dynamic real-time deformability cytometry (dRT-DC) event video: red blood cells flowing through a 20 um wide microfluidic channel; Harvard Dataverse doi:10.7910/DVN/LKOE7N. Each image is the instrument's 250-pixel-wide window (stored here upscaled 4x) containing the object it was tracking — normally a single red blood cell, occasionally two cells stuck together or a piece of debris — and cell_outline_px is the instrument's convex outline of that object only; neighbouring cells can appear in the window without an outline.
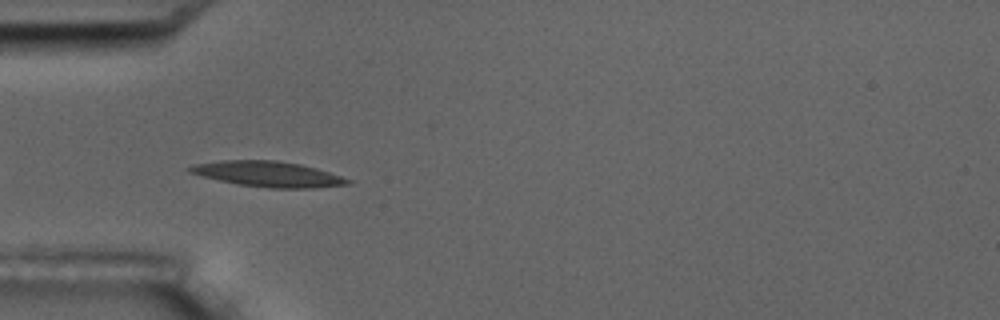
{"species": "common noctule bat (a hibernating species)", "species_latin": "Nyctalus noctula", "temperature_condition": "room temperature", "stored_images_in_passage": 3, "camera_frame_rate_fps": 3000, "um_per_image_px": 0.085, "animal": {"sex": "male", "body_mass_g": 17.5, "forearm_length_mm": 52.3}, "frame": {"image": 1, "passage_image": 2, "time_ms": 1.0, "image_size_px": [1000, 320], "cell_outline_px": [[352, 180], [348, 184], [312, 188], [268, 188], [236, 184], [200, 176], [188, 172], [184, 168], [196, 164], [220, 160], [276, 160], [300, 164], [316, 168]], "centroid_in_image_um": [22.71, 14.79], "position_along_channel_um": 62.3, "area_um2": 23.47}}